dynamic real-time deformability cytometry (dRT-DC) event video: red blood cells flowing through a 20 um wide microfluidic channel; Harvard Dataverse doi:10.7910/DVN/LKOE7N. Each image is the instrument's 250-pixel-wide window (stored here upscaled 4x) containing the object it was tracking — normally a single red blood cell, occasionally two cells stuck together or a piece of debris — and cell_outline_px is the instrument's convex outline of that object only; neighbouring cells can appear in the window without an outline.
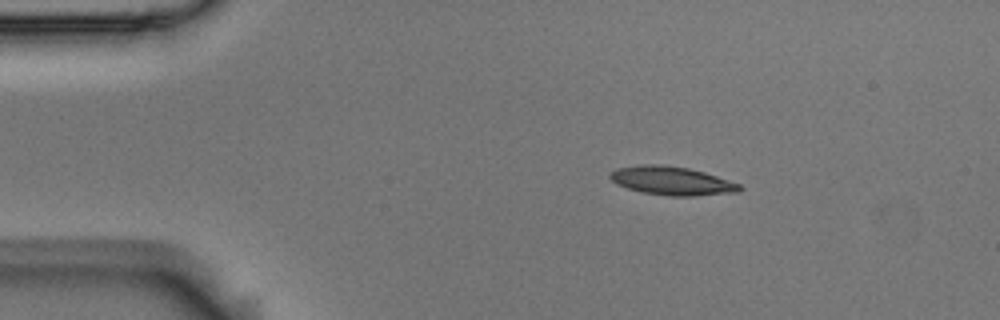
{"species": "Egyptian fruit bat (a non-hibernating species)", "species_latin": "Rousettus aegyptiacus", "temperature_condition": "room temperature", "stored_images_in_passage": 3, "camera_frame_rate_fps": 3000, "um_per_image_px": 0.085, "animal": {"sex": "male"}, "frame": {"image": 1, "passage_image": 1, "time_ms": 0.0, "image_size_px": [1000, 320], "cell_outline_px": [[744, 188], [740, 192], [696, 196], [668, 196], [644, 192], [628, 188], [616, 184], [608, 176], [616, 168], [636, 164], [664, 164], [688, 168], [704, 172], [740, 184]], "centroid_in_image_um": [57.11, 15.36], "position_along_channel_um": 27.9, "area_um2": 21.73}}
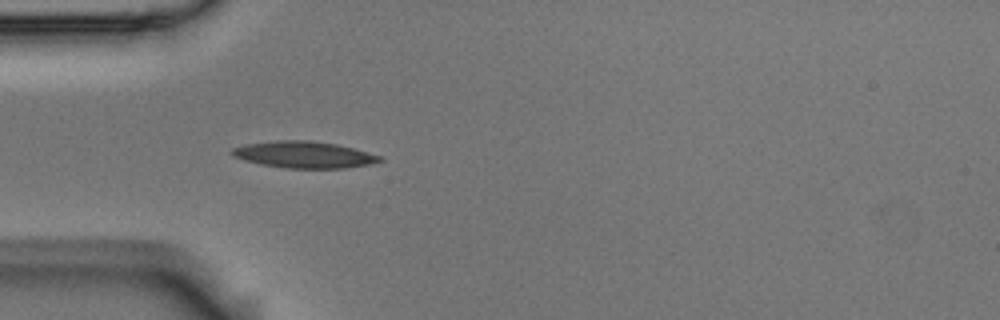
{"frame": {"image": 2, "passage_image": 3, "time_ms": 0.667, "image_size_px": [1000, 320], "cell_outline_px": [[384, 160], [368, 164], [344, 168], [284, 168], [260, 164], [244, 160], [232, 156], [228, 152], [232, 148], [244, 144], [276, 140], [308, 140], [336, 144], [352, 148], [380, 156]], "centroid_in_image_um": [25.75, 13.14], "position_along_channel_um": 59.2, "area_um2": 22.89}}